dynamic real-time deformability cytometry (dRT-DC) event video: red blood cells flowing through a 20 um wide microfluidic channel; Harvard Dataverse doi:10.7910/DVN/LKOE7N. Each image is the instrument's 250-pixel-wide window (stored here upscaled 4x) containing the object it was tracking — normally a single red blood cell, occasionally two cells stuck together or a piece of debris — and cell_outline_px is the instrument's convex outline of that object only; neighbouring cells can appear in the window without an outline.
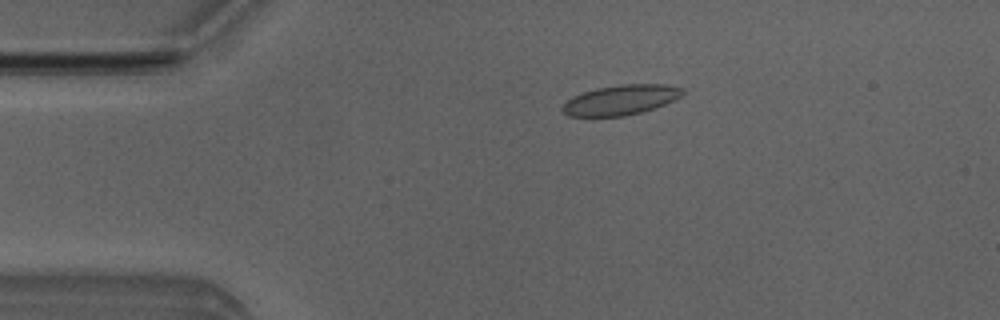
{"species": "Egyptian fruit bat (a non-hibernating species)", "species_latin": "Rousettus aegyptiacus", "temperature_condition": "room temperature", "stored_images_in_passage": 2, "camera_frame_rate_fps": 3000, "um_per_image_px": 0.085, "animal": {"sex": "male"}, "frame": {"image": 1, "passage_image": 1, "time_ms": 0.0, "image_size_px": [1000, 320], "cell_outline_px": [[684, 92], [680, 96], [664, 104], [640, 112], [624, 116], [568, 116], [560, 108], [572, 96], [580, 92], [596, 88], [620, 84], [664, 84], [684, 88]], "centroid_in_image_um": [52.72, 8.48], "position_along_channel_um": 32.3, "area_um2": 20.87}}